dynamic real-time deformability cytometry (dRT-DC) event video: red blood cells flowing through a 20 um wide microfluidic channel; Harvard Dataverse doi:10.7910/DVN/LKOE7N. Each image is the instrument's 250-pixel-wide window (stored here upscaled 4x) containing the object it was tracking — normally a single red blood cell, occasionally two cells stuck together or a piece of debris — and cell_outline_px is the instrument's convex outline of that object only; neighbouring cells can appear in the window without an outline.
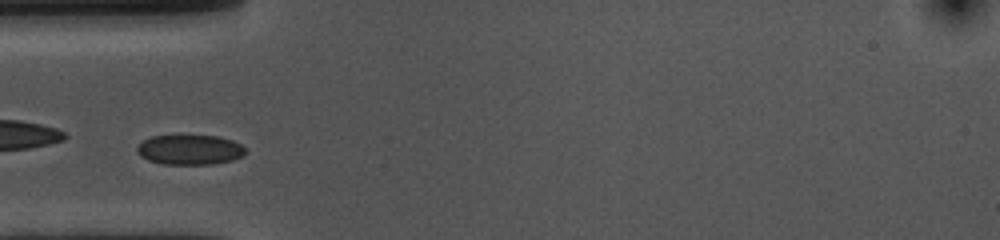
{"species": "common noctule bat (a hibernating species)", "species_latin": "Nyctalus noctula", "temperature_condition": "cold", "stored_images_in_passage": 45, "camera_frame_rate_fps": 3000, "um_per_image_px": 0.085, "animal": {"sex": "female", "body_mass_g": 10.0, "forearm_length_mm": 53.1}, "frame": {"image": 1, "passage_image": 7, "time_ms": 2.0, "image_size_px": [1000, 240], "cell_outline_px": [[248, 152], [244, 156], [232, 160], [212, 164], [164, 164], [148, 160], [140, 156], [136, 152], [136, 148], [144, 140], [152, 136], [180, 132], [216, 136], [232, 140], [240, 144]], "centroid_in_image_um": [16.12, 12.68], "position_along_channel_um": 68.9, "area_um2": 19.77}}
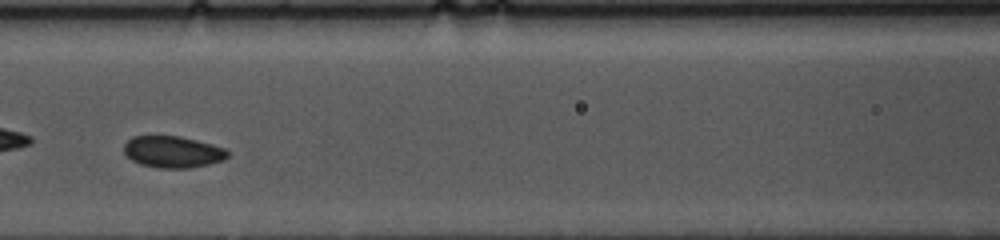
{"frame": {"image": 2, "passage_image": 14, "time_ms": 4.333, "image_size_px": [1000, 240], "cell_outline_px": [[228, 156], [224, 160], [208, 164], [188, 168], [156, 168], [140, 164], [132, 160], [124, 152], [124, 144], [132, 136], [180, 136], [212, 144], [224, 148], [228, 152]], "centroid_in_image_um": [14.67, 12.91], "position_along_channel_um": 151.9, "area_um2": 19.07}, "authors_computed_cell_mechanics": {"area_um2": 19.363, "velocity_mm_per_s": 3.5309, "shape_relaxation_time_tau1_ms": 4.8659, "shape_relaxation_time_tau2_ms": 5.9637, "deformation_change_tau1": 0.0466, "deformation_change_tau2": 0.0705}}